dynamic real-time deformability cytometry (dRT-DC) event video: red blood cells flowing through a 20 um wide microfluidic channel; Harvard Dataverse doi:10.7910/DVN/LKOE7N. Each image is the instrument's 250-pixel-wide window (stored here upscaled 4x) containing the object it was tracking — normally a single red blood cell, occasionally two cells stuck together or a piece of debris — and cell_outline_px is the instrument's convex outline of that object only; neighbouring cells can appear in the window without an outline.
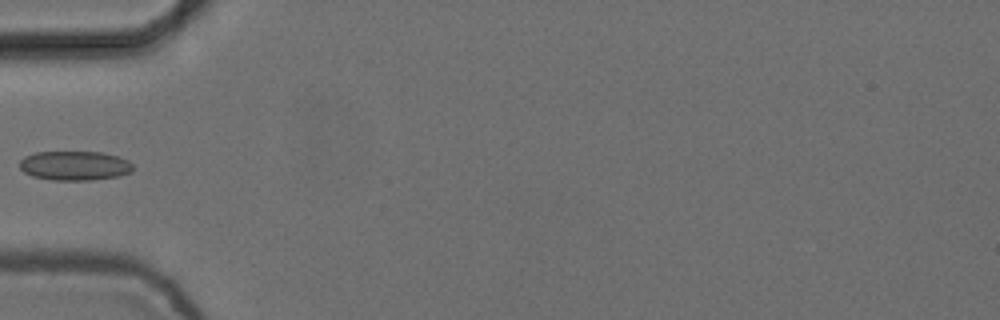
{"species": "common noctule bat (a hibernating species)", "species_latin": "Nyctalus noctula", "temperature_condition": "cold", "stored_images_in_passage": 7, "camera_frame_rate_fps": 3000, "um_per_image_px": 0.085, "animal": {"sex": "female", "body_mass_g": 24.6, "forearm_length_mm": 56.2}, "frame": {"image": 1, "passage_image": 6, "time_ms": 1.667, "image_size_px": [1000, 320], "cell_outline_px": [[136, 168], [132, 172], [116, 176], [92, 180], [52, 180], [32, 176], [24, 172], [20, 168], [20, 160], [24, 156], [36, 152], [100, 152], [116, 156], [128, 160]], "centroid_in_image_um": [6.35, 14.08], "position_along_channel_um": 78.7, "area_um2": 19.42}}
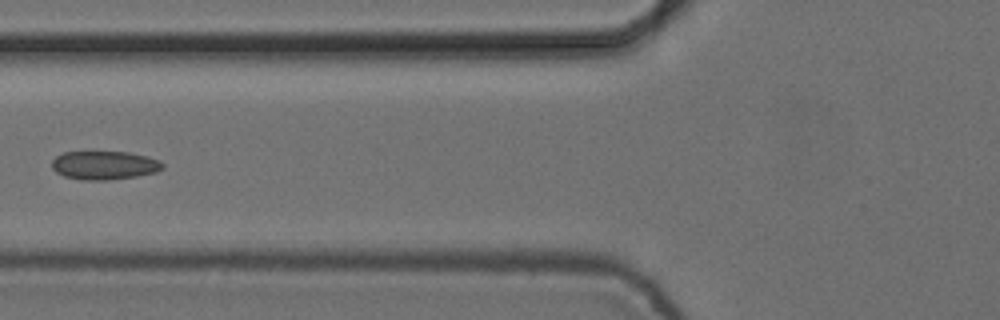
{"frame": {"image": 2, "passage_image": 7, "time_ms": 2.0, "image_size_px": [1000, 320], "cell_outline_px": [[164, 168], [156, 172], [136, 176], [108, 180], [84, 180], [64, 176], [56, 172], [52, 168], [52, 160], [56, 156], [64, 152], [128, 152], [148, 156], [160, 160], [164, 164]], "centroid_in_image_um": [8.89, 14.04], "position_along_channel_um": 116.9, "area_um2": 18.5}}